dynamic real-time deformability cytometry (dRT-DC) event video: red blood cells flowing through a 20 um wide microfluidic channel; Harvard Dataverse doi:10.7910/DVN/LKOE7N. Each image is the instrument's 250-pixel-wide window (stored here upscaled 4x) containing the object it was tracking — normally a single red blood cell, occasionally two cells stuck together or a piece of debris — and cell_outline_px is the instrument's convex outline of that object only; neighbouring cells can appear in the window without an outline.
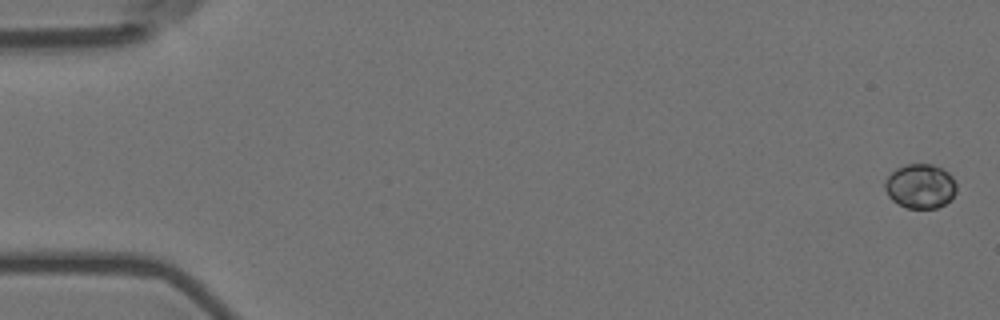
{"species": "Egyptian fruit bat (a non-hibernating species)", "species_latin": "Rousettus aegyptiacus", "temperature_condition": "room temperature", "stored_images_in_passage": 57, "camera_frame_rate_fps": 3000, "um_per_image_px": 0.085, "animal": {"sex": "female"}, "frame": {"image": 1, "passage_image": 1, "time_ms": 0.0, "image_size_px": [1000, 320], "cell_outline_px": [[956, 192], [952, 200], [936, 208], [908, 208], [892, 200], [888, 196], [884, 188], [884, 184], [888, 176], [896, 168], [904, 164], [932, 164], [948, 172], [952, 176], [956, 184]], "centroid_in_image_um": [78.23, 15.82], "position_along_channel_um": 6.8, "area_um2": 18.61}}
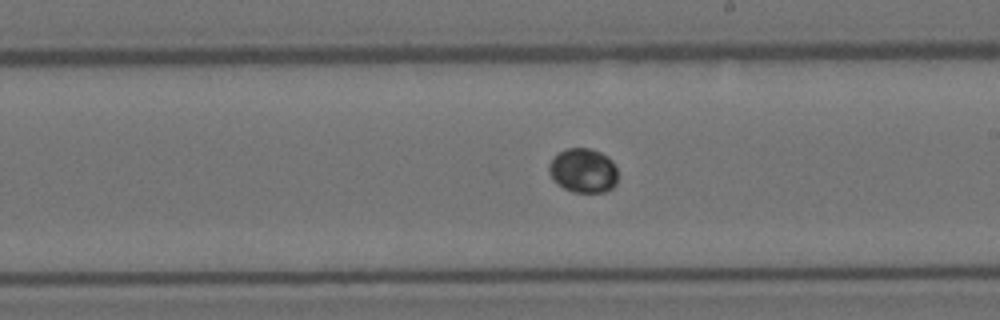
{"frame": {"image": 2, "passage_image": 33, "time_ms": 10.667, "image_size_px": [1000, 320], "cell_outline_px": [[616, 184], [612, 188], [604, 192], [572, 192], [564, 188], [548, 172], [548, 164], [552, 156], [568, 148], [592, 148], [608, 156], [612, 160], [616, 168]], "centroid_in_image_um": [49.57, 14.48], "position_along_channel_um": 239.4, "area_um2": 17.8}}
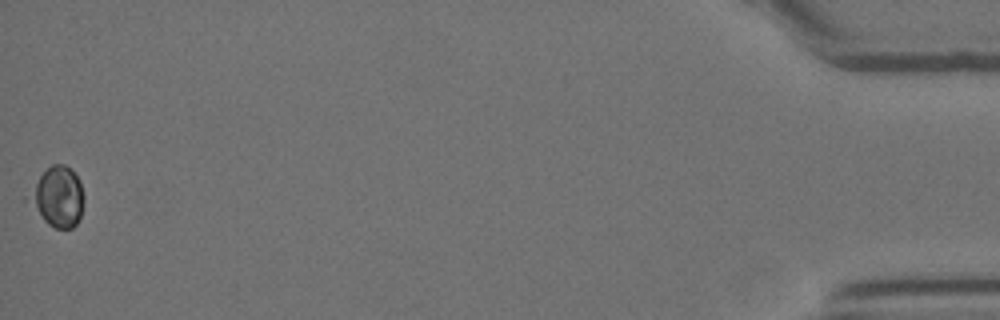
{"frame": {"image": 3, "passage_image": 57, "time_ms": 18.667, "image_size_px": [1000, 320], "cell_outline_px": [[84, 200], [80, 220], [72, 228], [56, 228], [48, 224], [24, 200], [40, 176], [52, 164], [64, 164], [80, 180], [84, 196]], "centroid_in_image_um": [4.9, 16.75], "position_along_channel_um": 430.3, "area_um2": 19.19}}